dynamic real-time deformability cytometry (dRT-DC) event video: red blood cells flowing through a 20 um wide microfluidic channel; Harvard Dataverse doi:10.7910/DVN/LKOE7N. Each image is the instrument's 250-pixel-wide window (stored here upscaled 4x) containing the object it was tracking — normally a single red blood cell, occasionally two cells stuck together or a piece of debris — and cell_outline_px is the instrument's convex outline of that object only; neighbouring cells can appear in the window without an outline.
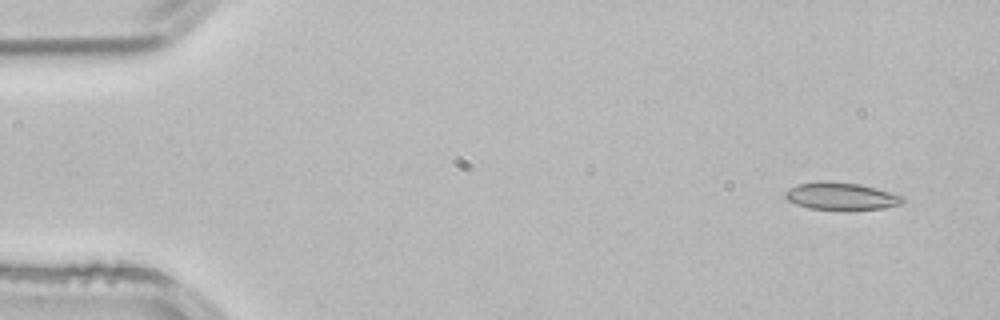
{"species": "common noctule bat (a hibernating species)", "species_latin": "Nyctalus noctula", "temperature_condition": "room temperature", "stored_images_in_passage": 4, "camera_frame_rate_fps": 3000, "um_per_image_px": 0.085, "animal": {"sex": "male", "body_mass_g": 21.5, "forearm_length_mm": 52.0}, "frame": {"image": 1, "passage_image": 1, "time_ms": 0.0, "image_size_px": [1000, 320], "cell_outline_px": [[904, 200], [900, 204], [884, 208], [808, 208], [796, 204], [788, 200], [784, 196], [784, 192], [788, 188], [796, 184], [820, 180], [828, 180], [860, 184], [876, 188], [904, 196]], "centroid_in_image_um": [71.44, 16.63], "position_along_channel_um": 13.6, "area_um2": 18.5}}
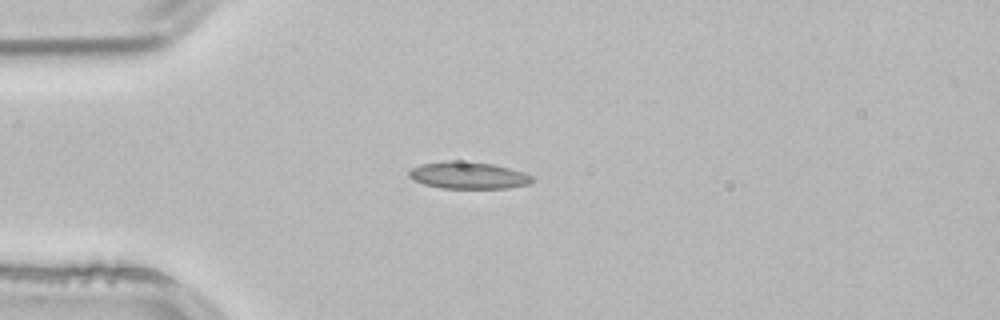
{"frame": {"image": 2, "passage_image": 3, "time_ms": 0.667, "image_size_px": [1000, 320], "cell_outline_px": [[536, 180], [528, 184], [508, 188], [440, 188], [424, 184], [412, 180], [408, 176], [408, 172], [412, 168], [420, 164], [452, 160], [492, 164], [524, 172], [532, 176]], "centroid_in_image_um": [39.79, 14.91], "position_along_channel_um": 45.2, "area_um2": 19.36}}
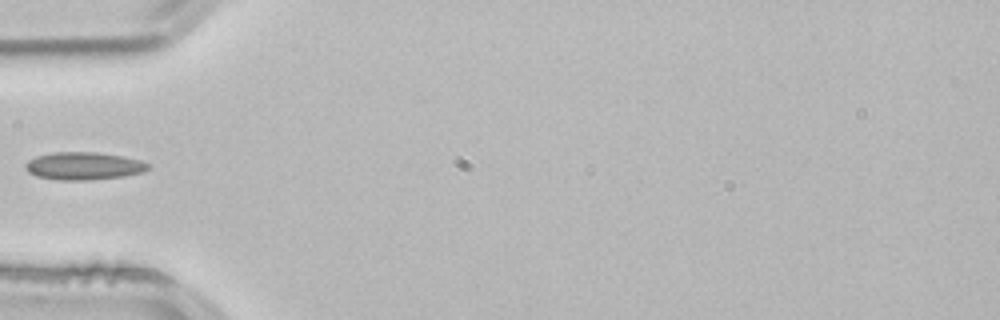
{"frame": {"image": 3, "passage_image": 4, "time_ms": 1.0, "image_size_px": [1000, 320], "cell_outline_px": [[152, 168], [144, 172], [124, 176], [88, 180], [56, 180], [36, 176], [28, 172], [24, 168], [24, 164], [28, 160], [36, 156], [52, 152], [96, 152], [120, 156], [140, 160], [152, 164]], "centroid_in_image_um": [7.12, 14.11], "position_along_channel_um": 77.9, "area_um2": 20.06}}